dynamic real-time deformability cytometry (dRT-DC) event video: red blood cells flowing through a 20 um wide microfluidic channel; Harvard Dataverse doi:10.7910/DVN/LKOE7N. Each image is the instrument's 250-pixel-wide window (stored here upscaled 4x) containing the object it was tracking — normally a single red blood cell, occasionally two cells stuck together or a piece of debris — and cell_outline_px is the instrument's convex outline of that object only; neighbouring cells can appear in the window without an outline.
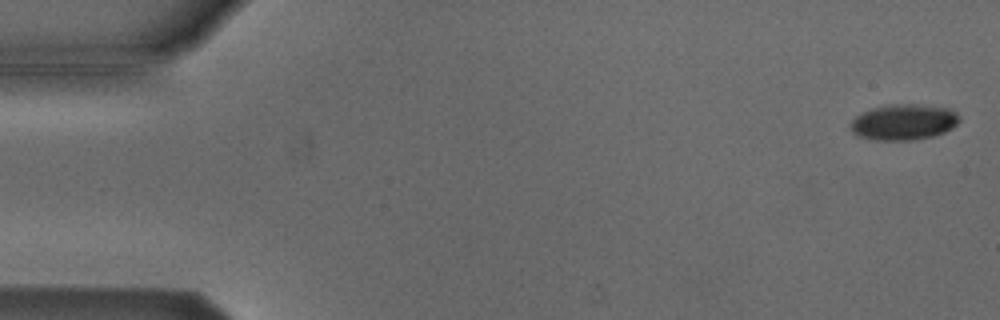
{"species": "Egyptian fruit bat (a non-hibernating species)", "species_latin": "Rousettus aegyptiacus", "temperature_condition": "cold", "stored_images_in_passage": 54, "camera_frame_rate_fps": 3000, "um_per_image_px": 0.085, "animal": {"sex": "male"}, "frame": {"image": 1, "passage_image": 2, "time_ms": 0.333, "image_size_px": [1000, 320], "cell_outline_px": [[960, 120], [952, 128], [944, 132], [932, 136], [912, 140], [872, 140], [856, 136], [852, 132], [848, 124], [856, 116], [872, 108], [896, 104], [912, 104], [948, 108], [956, 112], [960, 116]], "centroid_in_image_um": [76.78, 10.39], "position_along_channel_um": 8.2, "area_um2": 22.72}}
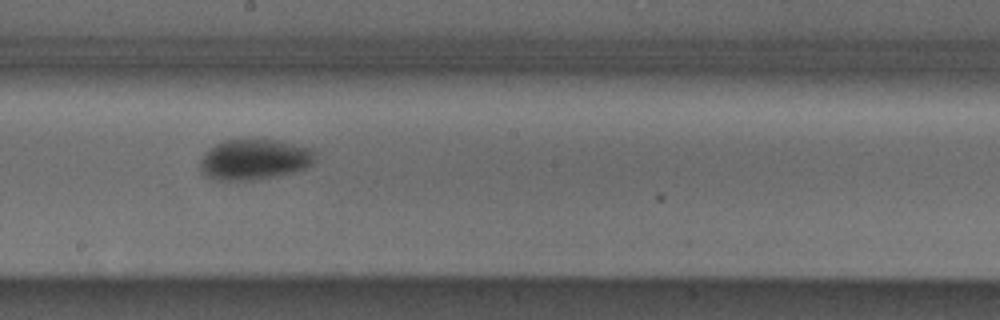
{"frame": {"image": 2, "passage_image": 30, "time_ms": 9.667, "image_size_px": [1000, 320], "cell_outline_px": [[316, 160], [308, 168], [280, 176], [252, 180], [216, 180], [204, 176], [200, 172], [200, 160], [204, 152], [208, 148], [224, 140], [280, 140], [308, 148], [316, 152]], "centroid_in_image_um": [21.62, 13.57], "position_along_channel_um": 226.6, "area_um2": 27.63}}
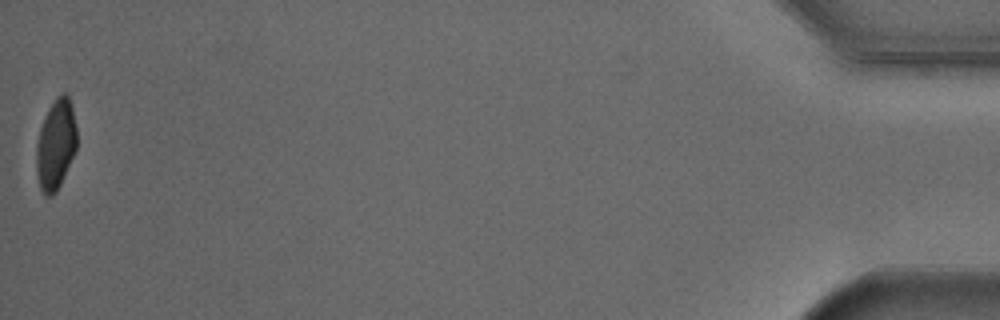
{"frame": {"image": 3, "passage_image": 54, "time_ms": 17.667, "image_size_px": [1000, 320], "cell_outline_px": [[76, 152], [56, 192], [52, 196], [44, 196], [40, 188], [36, 168], [36, 144], [40, 128], [48, 108], [56, 96], [64, 92], [68, 96], [72, 108], [76, 128]], "centroid_in_image_um": [4.73, 12.29], "position_along_channel_um": 430.5, "area_um2": 21.33}, "authors_computed_cell_mechanics": {"area_um2": 24.3338, "velocity_mm_per_s": 3.833, "shape_relaxation_time_tau1_ms": 2.9404, "shape_relaxation_time_tau2_ms": null, "deformation_change_tau1": 0.1118, "deformation_change_tau2": null}}